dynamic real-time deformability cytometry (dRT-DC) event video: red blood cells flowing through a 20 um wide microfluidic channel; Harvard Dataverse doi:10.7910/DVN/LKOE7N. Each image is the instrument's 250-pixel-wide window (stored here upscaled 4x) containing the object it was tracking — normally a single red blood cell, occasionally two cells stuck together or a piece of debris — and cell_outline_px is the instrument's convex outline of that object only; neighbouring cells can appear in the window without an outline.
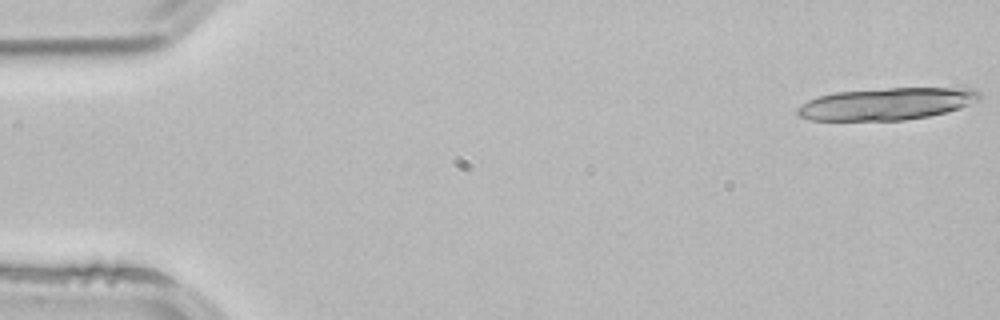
{"species": "common noctule bat (a hibernating species)", "species_latin": "Nyctalus noctula", "temperature_condition": "room temperature", "stored_images_in_passage": 2, "camera_frame_rate_fps": 3000, "um_per_image_px": 0.085, "animal": {"sex": "male", "body_mass_g": 21.5, "forearm_length_mm": 52.0}, "frame": {"image": 1, "passage_image": 2, "time_ms": 0.333, "image_size_px": [1000, 320], "cell_outline_px": [[980, 100], [960, 108], [928, 116], [904, 120], [812, 120], [800, 116], [796, 112], [796, 108], [808, 100], [816, 96], [836, 92], [888, 88], [972, 88], [980, 92]], "centroid_in_image_um": [75.36, 8.82], "position_along_channel_um": 9.6, "area_um2": 33.99}}